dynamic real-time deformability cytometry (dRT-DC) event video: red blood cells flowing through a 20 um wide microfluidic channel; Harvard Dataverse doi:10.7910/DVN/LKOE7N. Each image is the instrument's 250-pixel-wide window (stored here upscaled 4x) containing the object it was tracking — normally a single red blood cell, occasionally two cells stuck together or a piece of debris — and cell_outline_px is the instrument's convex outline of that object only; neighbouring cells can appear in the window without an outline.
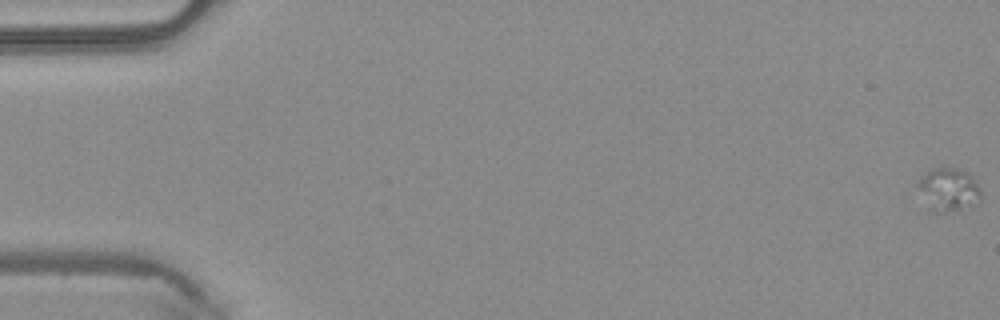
{"species": "common noctule bat (a hibernating species)", "species_latin": "Nyctalus noctula", "temperature_condition": "warm", "stored_images_in_passage": 51, "camera_frame_rate_fps": 3000, "um_per_image_px": 0.085, "animal": {"sex": "male", "body_mass_g": 20.4}, "frame": {"image": 1, "passage_image": 1, "time_ms": 0.0, "image_size_px": [1000, 320], "cell_outline_px": [[980, 200], [960, 208], [944, 212], [928, 212], [916, 184], [932, 168], [956, 168], [968, 172], [976, 184], [980, 192]], "centroid_in_image_um": [80.55, 16.12], "position_along_channel_um": 4.4, "area_um2": 15.49}}
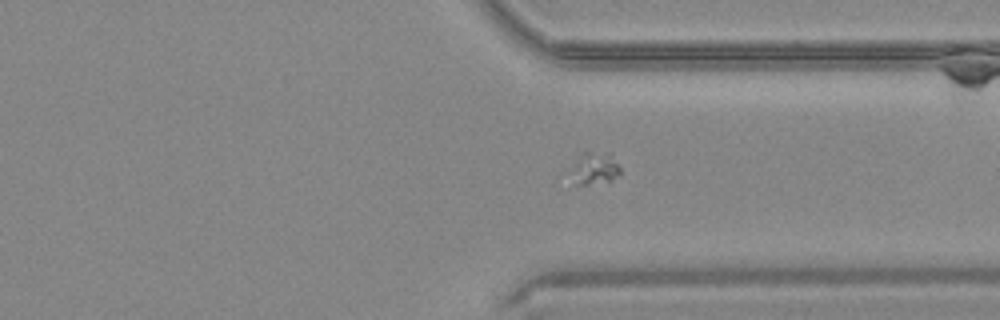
{"frame": {"image": 2, "passage_image": 39, "time_ms": 12.667, "image_size_px": [1000, 320], "cell_outline_px": [[620, 176], [608, 180], [588, 184], [576, 184], [556, 176], [580, 152], [608, 152], [620, 168]], "centroid_in_image_um": [50.2, 14.32], "position_along_channel_um": 361.2, "area_um2": 10.64}}
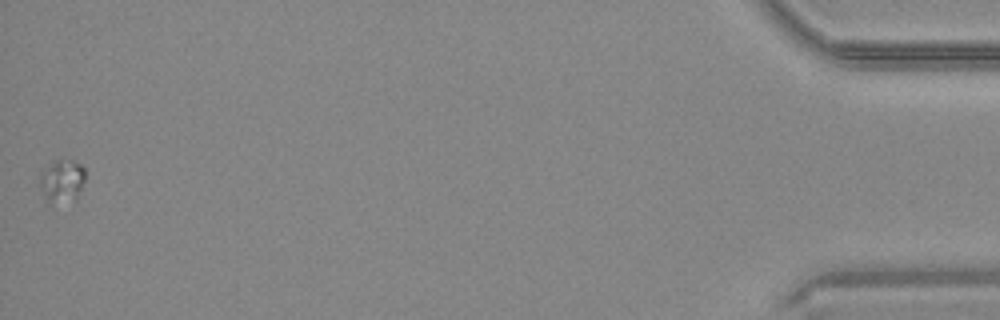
{"frame": {"image": 3, "passage_image": 51, "time_ms": 16.667, "image_size_px": [1000, 320], "cell_outline_px": [[84, 180], [76, 200], [48, 200], [44, 196], [40, 184], [40, 172], [44, 168], [56, 160], [72, 160], [80, 164], [84, 168]], "centroid_in_image_um": [5.28, 15.32], "position_along_channel_um": 429.9, "area_um2": 10.87}}